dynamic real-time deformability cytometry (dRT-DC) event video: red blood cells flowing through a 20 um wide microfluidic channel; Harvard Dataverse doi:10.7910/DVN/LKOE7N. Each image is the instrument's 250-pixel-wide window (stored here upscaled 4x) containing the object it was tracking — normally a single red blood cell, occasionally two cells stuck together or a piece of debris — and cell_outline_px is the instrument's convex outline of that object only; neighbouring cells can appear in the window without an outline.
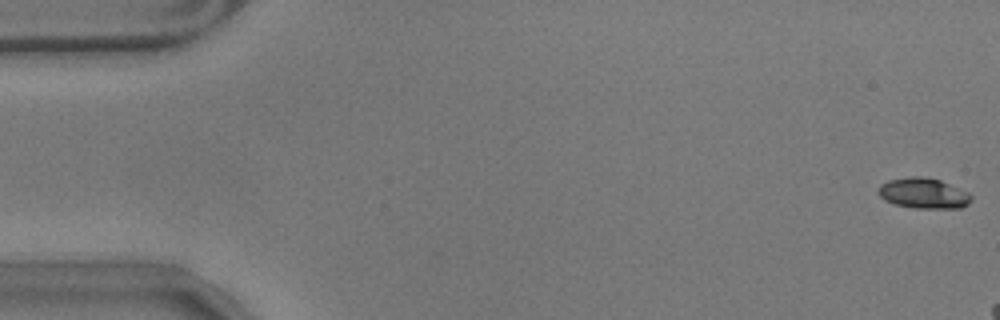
{"species": "common noctule bat (a hibernating species)", "species_latin": "Nyctalus noctula", "temperature_condition": "warm", "stored_images_in_passage": 12, "camera_frame_rate_fps": 3000, "um_per_image_px": 0.085, "animal": {"sex": "male", "body_mass_g": 17.9}, "frame": {"image": 1, "passage_image": 1, "time_ms": 0.0, "image_size_px": [1000, 320], "cell_outline_px": [[972, 200], [968, 204], [960, 208], [916, 208], [896, 204], [884, 200], [880, 196], [880, 184], [888, 180], [912, 176], [924, 176], [940, 180], [968, 192], [972, 196]], "centroid_in_image_um": [78.52, 16.42], "position_along_channel_um": 6.5, "area_um2": 16.42}}